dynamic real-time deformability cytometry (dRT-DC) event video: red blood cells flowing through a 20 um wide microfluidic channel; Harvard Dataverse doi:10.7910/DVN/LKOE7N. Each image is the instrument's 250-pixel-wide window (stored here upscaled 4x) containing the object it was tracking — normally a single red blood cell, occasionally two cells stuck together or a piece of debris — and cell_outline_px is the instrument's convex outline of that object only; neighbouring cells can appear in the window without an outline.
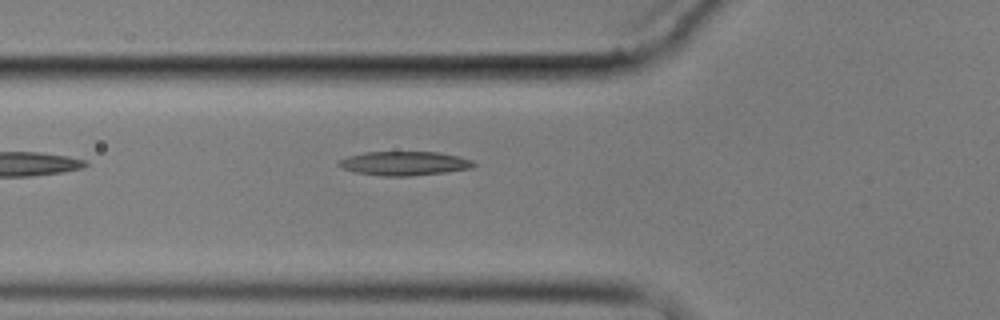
{"species": "common noctule bat (a hibernating species)", "species_latin": "Nyctalus noctula", "temperature_condition": "cold", "stored_images_in_passage": 3, "camera_frame_rate_fps": 3000, "um_per_image_px": 0.085, "animal": {"sex": "male", "body_mass_g": 17.9}, "frame": {"image": 1, "passage_image": 3, "time_ms": 2.333, "image_size_px": [1000, 320], "cell_outline_px": [[476, 164], [472, 168], [444, 172], [412, 176], [380, 176], [356, 172], [344, 168], [336, 164], [336, 160], [348, 156], [364, 152], [436, 152], [460, 156], [472, 160]], "centroid_in_image_um": [34.35, 13.88], "position_along_channel_um": 91.5, "area_um2": 18.96}}